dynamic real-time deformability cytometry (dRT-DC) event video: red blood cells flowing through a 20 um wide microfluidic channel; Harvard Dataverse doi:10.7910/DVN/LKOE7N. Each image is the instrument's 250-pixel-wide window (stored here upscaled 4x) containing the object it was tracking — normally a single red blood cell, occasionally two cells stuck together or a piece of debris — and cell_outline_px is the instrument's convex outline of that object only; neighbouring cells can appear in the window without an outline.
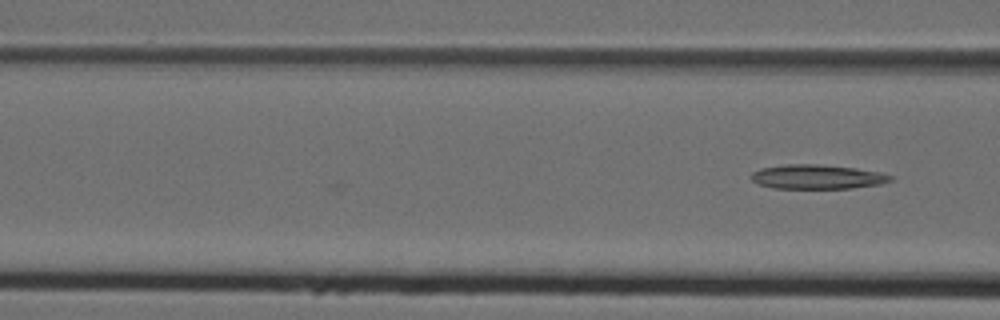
{"species": "Egyptian fruit bat (a non-hibernating species)", "species_latin": "Rousettus aegyptiacus", "temperature_condition": "cold", "stored_images_in_passage": 4, "camera_frame_rate_fps": 3000, "um_per_image_px": 0.085, "animal": {"sex": "female"}, "frame": {"image": 1, "passage_image": 4, "time_ms": 1.0, "image_size_px": [1000, 320], "cell_outline_px": [[892, 180], [880, 184], [852, 188], [772, 188], [756, 184], [752, 180], [752, 172], [760, 168], [784, 164], [820, 164], [856, 168], [880, 172], [892, 176]], "centroid_in_image_um": [69.43, 15.02], "position_along_channel_um": 97.2, "area_um2": 19.83}}